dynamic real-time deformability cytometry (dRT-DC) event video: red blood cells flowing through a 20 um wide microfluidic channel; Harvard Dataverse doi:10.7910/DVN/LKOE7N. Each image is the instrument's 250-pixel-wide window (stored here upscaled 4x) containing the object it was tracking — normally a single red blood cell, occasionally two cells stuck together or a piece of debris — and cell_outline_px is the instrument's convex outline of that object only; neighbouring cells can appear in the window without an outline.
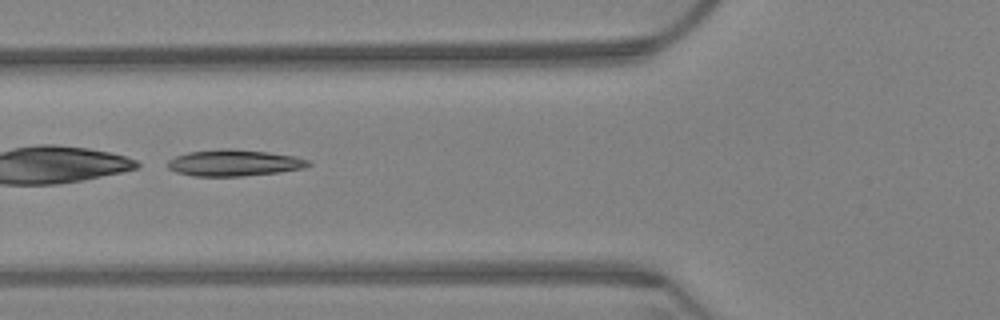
{"species": "Egyptian fruit bat (a non-hibernating species)", "species_latin": "Rousettus aegyptiacus", "temperature_condition": "warm", "stored_images_in_passage": 62, "camera_frame_rate_fps": 3000, "um_per_image_px": 0.085, "animal": {"sex": "female"}, "frame": {"image": 1, "passage_image": 24, "time_ms": 7.667, "image_size_px": [1000, 320], "cell_outline_px": [[312, 164], [304, 168], [276, 172], [240, 176], [192, 176], [176, 172], [168, 168], [168, 160], [176, 156], [188, 152], [224, 148], [232, 148], [268, 152], [296, 156], [308, 160]], "centroid_in_image_um": [19.89, 13.83], "position_along_channel_um": 105.9, "area_um2": 21.62}}
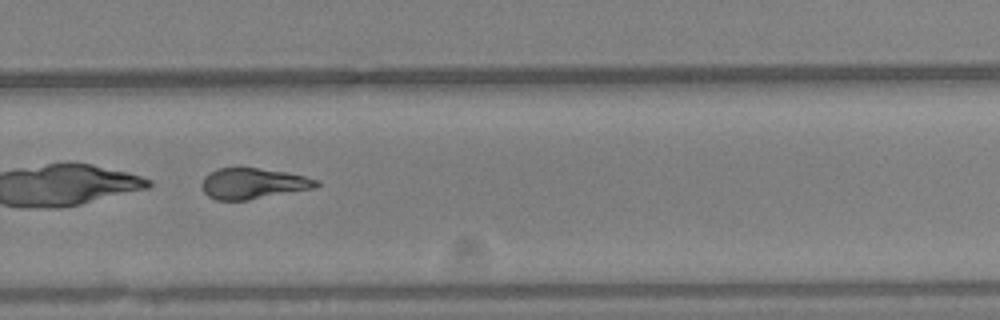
{"frame": {"image": 2, "passage_image": 43, "time_ms": 14.0, "image_size_px": [1000, 320], "cell_outline_px": [[320, 184], [316, 188], [248, 200], [216, 200], [208, 196], [204, 192], [200, 184], [204, 176], [216, 168], [256, 168], [288, 172], [304, 176], [316, 180]], "centroid_in_image_um": [21.49, 15.6], "position_along_channel_um": 308.3, "area_um2": 20.63}}